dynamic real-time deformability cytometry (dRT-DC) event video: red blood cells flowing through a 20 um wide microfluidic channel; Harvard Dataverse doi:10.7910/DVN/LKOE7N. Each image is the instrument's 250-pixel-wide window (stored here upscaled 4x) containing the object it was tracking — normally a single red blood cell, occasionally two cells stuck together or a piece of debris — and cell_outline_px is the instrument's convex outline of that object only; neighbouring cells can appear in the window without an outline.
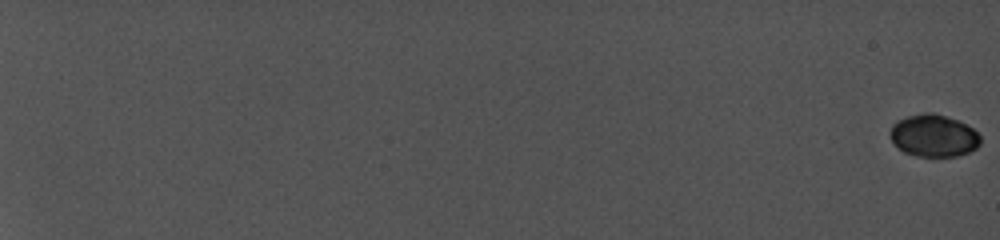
{"species": "common noctule bat (a hibernating species)", "species_latin": "Nyctalus noctula", "temperature_condition": "cold", "stored_images_in_passage": 25, "camera_frame_rate_fps": 5000, "um_per_image_px": 0.085, "animal": {"sex": "female", "body_mass_g": 19.0, "forearm_length_mm": 56.7}, "frame": {"image": 1, "passage_image": 1, "time_ms": 0.0, "image_size_px": [1000, 240], "cell_outline_px": [[980, 144], [976, 148], [968, 152], [956, 156], [916, 156], [904, 152], [892, 144], [892, 124], [908, 116], [924, 112], [932, 112], [956, 120], [972, 128], [980, 136]], "centroid_in_image_um": [79.35, 11.54], "position_along_channel_um": 5.6, "area_um2": 21.91}}
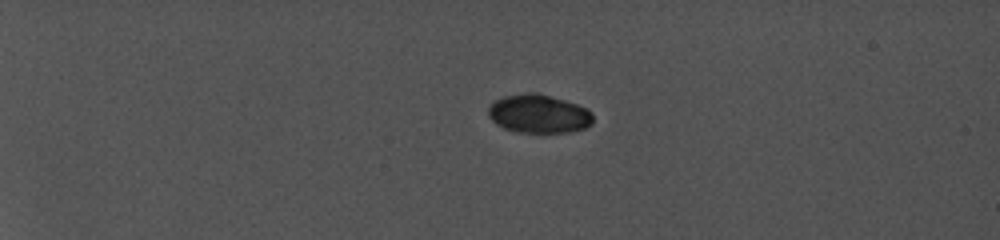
{"frame": {"image": 2, "passage_image": 15, "time_ms": 6.2, "image_size_px": [1000, 240], "cell_outline_px": [[592, 124], [584, 128], [568, 132], [520, 132], [504, 128], [496, 124], [488, 116], [488, 108], [496, 100], [504, 96], [528, 92], [536, 92], [564, 100], [576, 104], [592, 112]], "centroid_in_image_um": [45.77, 9.67], "position_along_channel_um": 39.2, "area_um2": 23.29}}
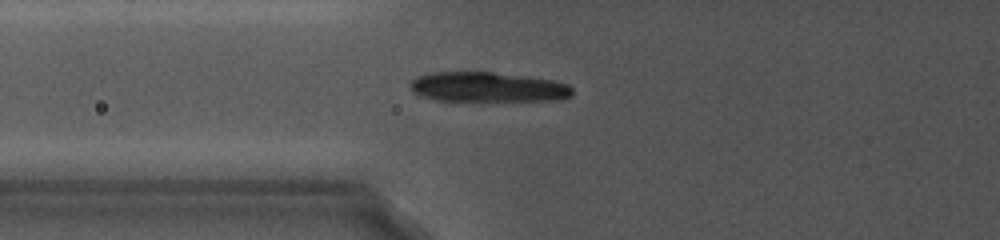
{"frame": {"image": 3, "passage_image": 25, "time_ms": 10.2, "image_size_px": [1000, 240], "cell_outline_px": [[572, 96], [560, 100], [436, 100], [412, 92], [408, 88], [408, 84], [416, 76], [428, 72], [492, 72], [524, 76], [552, 80], [568, 84], [572, 88]], "centroid_in_image_um": [41.41, 7.39], "position_along_channel_um": 84.4, "area_um2": 28.15}}